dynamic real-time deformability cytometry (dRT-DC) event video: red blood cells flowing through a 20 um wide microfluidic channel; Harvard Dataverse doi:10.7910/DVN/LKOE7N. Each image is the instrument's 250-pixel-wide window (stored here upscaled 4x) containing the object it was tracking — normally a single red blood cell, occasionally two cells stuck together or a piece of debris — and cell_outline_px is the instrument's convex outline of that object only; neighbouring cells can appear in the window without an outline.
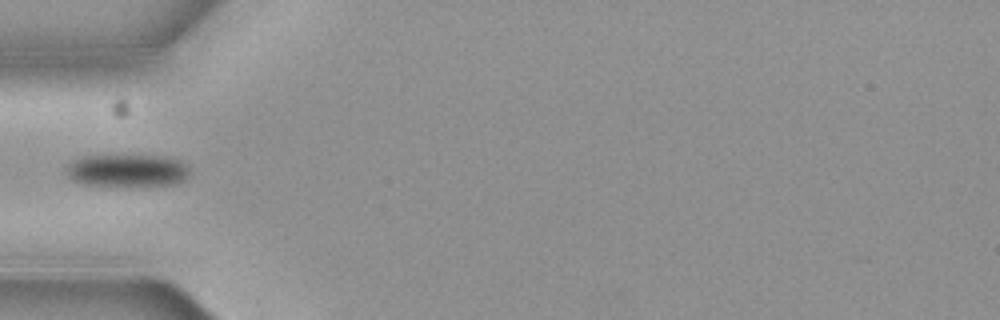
{"species": "common noctule bat (a hibernating species)", "species_latin": "Nyctalus noctula", "temperature_condition": "cold", "stored_images_in_passage": 6, "camera_frame_rate_fps": 3000, "um_per_image_px": 0.085, "animal": {"sex": "female", "body_mass_g": 19.3, "forearm_length_mm": 54.1}, "frame": {"image": 1, "passage_image": 6, "time_ms": 1.667, "image_size_px": [1000, 320], "cell_outline_px": [[188, 172], [184, 180], [176, 184], [84, 184], [72, 180], [68, 176], [68, 168], [76, 160], [88, 156], [164, 156], [180, 160], [188, 168]], "centroid_in_image_um": [10.87, 14.47], "position_along_channel_um": 74.1, "area_um2": 22.25}}